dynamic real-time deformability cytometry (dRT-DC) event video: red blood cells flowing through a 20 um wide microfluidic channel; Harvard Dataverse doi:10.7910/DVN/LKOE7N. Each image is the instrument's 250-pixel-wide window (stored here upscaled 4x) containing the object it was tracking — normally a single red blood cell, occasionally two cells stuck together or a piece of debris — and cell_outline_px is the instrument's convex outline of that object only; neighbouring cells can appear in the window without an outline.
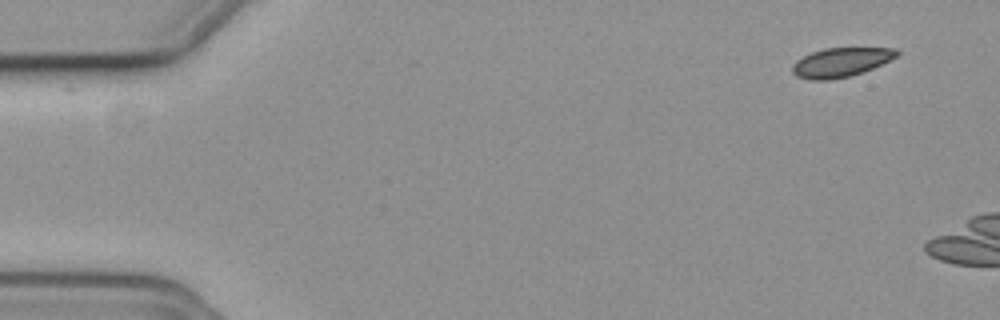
{"species": "common noctule bat (a hibernating species)", "species_latin": "Nyctalus noctula", "temperature_condition": "cold", "stored_images_in_passage": 6, "camera_frame_rate_fps": 3000, "um_per_image_px": 0.085, "animal": {"sex": "female", "body_mass_g": 19.3, "forearm_length_mm": 54.1}, "frame": {"image": 1, "passage_image": 1, "time_ms": 0.0, "image_size_px": [1000, 320], "cell_outline_px": [[900, 52], [896, 56], [872, 68], [848, 76], [828, 80], [812, 80], [796, 76], [792, 72], [792, 64], [796, 60], [812, 52], [824, 48], [896, 48]], "centroid_in_image_um": [71.42, 5.29], "position_along_channel_um": 13.6, "area_um2": 17.46}}